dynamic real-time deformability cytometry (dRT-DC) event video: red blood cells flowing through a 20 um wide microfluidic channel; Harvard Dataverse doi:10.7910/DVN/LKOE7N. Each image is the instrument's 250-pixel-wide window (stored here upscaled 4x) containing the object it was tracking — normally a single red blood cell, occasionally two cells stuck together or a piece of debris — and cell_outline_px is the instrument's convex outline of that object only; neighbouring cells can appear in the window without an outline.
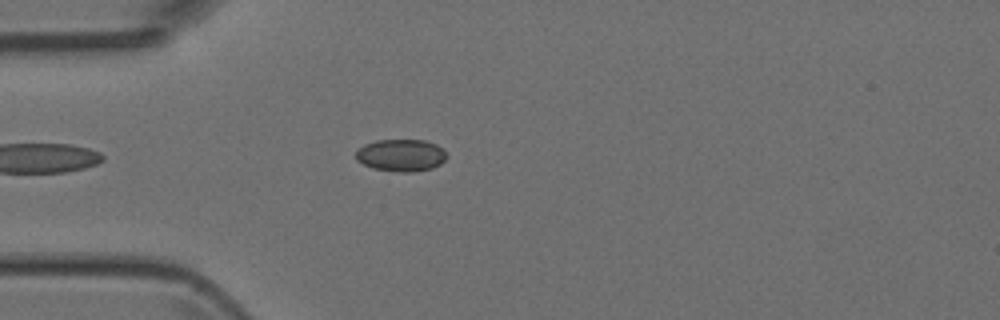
{"species": "Egyptian fruit bat (a non-hibernating species)", "species_latin": "Rousettus aegyptiacus", "temperature_condition": "room temperature", "stored_images_in_passage": 41, "camera_frame_rate_fps": 3000, "um_per_image_px": 0.085, "animal": {"sex": "female"}, "frame": {"image": 1, "passage_image": 5, "time_ms": 1.333, "image_size_px": [1000, 320], "cell_outline_px": [[448, 156], [440, 164], [432, 168], [412, 172], [396, 172], [372, 168], [356, 160], [356, 152], [364, 144], [376, 140], [424, 140], [436, 144], [444, 148]], "centroid_in_image_um": [34.11, 13.2], "position_along_channel_um": 50.9, "area_um2": 17.17}}
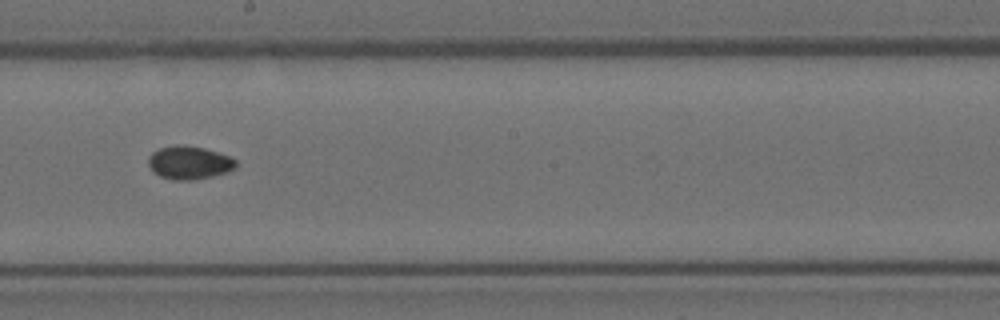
{"frame": {"image": 2, "passage_image": 19, "time_ms": 6.0, "image_size_px": [1000, 320], "cell_outline_px": [[236, 168], [212, 176], [192, 180], [172, 180], [160, 176], [152, 172], [148, 164], [148, 156], [152, 152], [160, 148], [176, 144], [180, 144], [204, 148], [228, 156], [236, 160]], "centroid_in_image_um": [16.03, 13.82], "position_along_channel_um": 232.2, "area_um2": 16.94}}
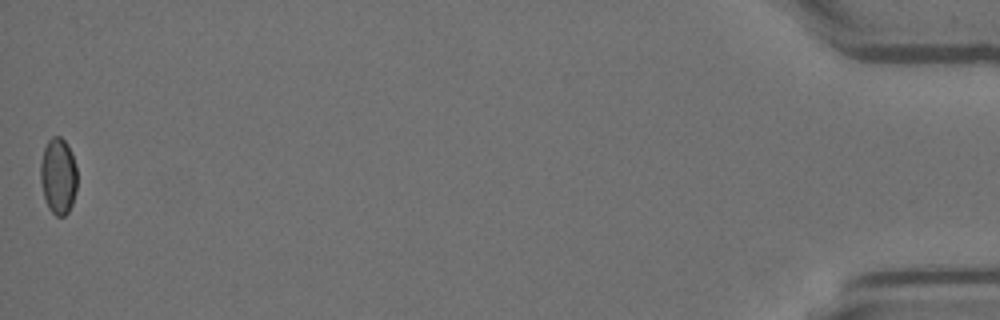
{"frame": {"image": 3, "passage_image": 41, "time_ms": 13.333, "image_size_px": [1000, 320], "cell_outline_px": [[76, 192], [72, 204], [68, 212], [64, 216], [56, 216], [48, 208], [44, 196], [40, 180], [40, 164], [44, 148], [48, 140], [52, 136], [60, 136], [64, 140], [72, 152], [76, 168]], "centroid_in_image_um": [4.95, 14.96], "position_along_channel_um": 430.3, "area_um2": 16.36}}